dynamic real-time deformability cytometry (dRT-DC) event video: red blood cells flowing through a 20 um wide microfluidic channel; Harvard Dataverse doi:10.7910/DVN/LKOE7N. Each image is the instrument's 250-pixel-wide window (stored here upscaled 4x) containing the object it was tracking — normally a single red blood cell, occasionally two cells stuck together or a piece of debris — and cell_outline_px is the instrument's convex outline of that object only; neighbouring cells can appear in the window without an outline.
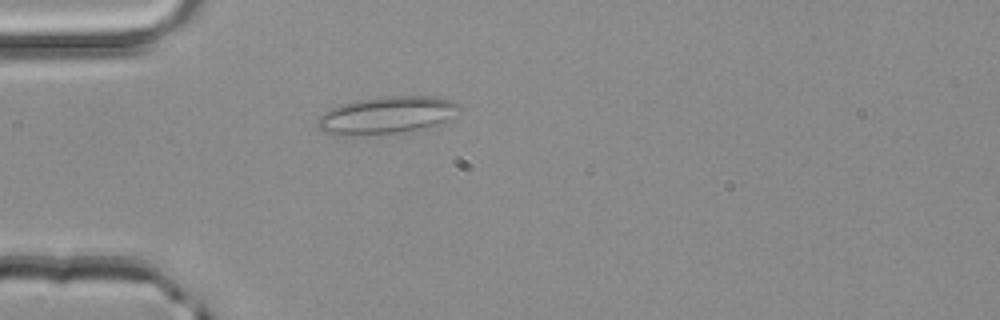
{"species": "common noctule bat (a hibernating species)", "species_latin": "Nyctalus noctula", "temperature_condition": "room temperature", "stored_images_in_passage": 3, "camera_frame_rate_fps": 3000, "um_per_image_px": 0.085, "animal": {"sex": "male", "body_mass_g": 20.4}, "frame": {"image": 1, "passage_image": 3, "time_ms": 0.667, "image_size_px": [1000, 320], "cell_outline_px": [[460, 108], [440, 128], [396, 132], [324, 132], [316, 124], [316, 120], [324, 112], [340, 104], [360, 100], [384, 96], [432, 96], [452, 100], [460, 104]], "centroid_in_image_um": [33.04, 9.75], "position_along_channel_um": 52.0, "area_um2": 30.17}}